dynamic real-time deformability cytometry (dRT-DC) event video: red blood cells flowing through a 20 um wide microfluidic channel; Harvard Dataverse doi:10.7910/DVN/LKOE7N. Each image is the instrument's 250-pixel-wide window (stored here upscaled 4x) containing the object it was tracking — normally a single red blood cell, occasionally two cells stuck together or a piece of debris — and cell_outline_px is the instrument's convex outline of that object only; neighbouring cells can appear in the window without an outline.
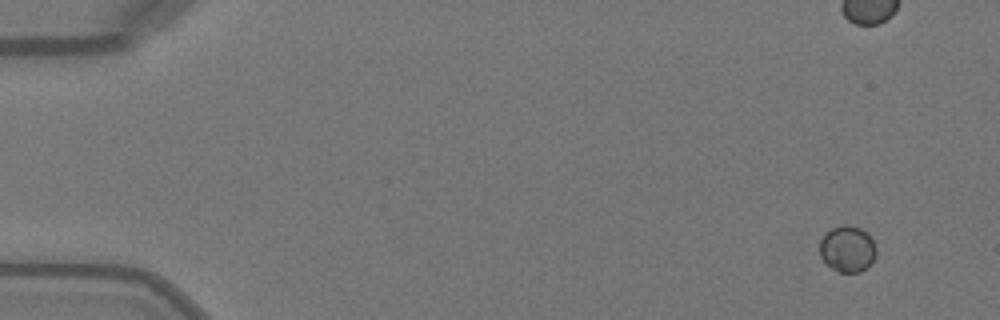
{"species": "Egyptian fruit bat (a non-hibernating species)", "species_latin": "Rousettus aegyptiacus", "temperature_condition": "warm", "stored_images_in_passage": 10, "camera_frame_rate_fps": 3000, "um_per_image_px": 0.085, "animal": {"sex": "female"}, "frame": {"image": 1, "passage_image": 4, "time_ms": 1.0, "image_size_px": [1000, 320], "cell_outline_px": [[876, 256], [860, 272], [840, 272], [824, 264], [820, 256], [820, 240], [832, 228], [848, 224], [860, 228], [868, 232], [876, 248]], "centroid_in_image_um": [72.02, 21.15], "position_along_channel_um": 13.0, "area_um2": 15.14}}